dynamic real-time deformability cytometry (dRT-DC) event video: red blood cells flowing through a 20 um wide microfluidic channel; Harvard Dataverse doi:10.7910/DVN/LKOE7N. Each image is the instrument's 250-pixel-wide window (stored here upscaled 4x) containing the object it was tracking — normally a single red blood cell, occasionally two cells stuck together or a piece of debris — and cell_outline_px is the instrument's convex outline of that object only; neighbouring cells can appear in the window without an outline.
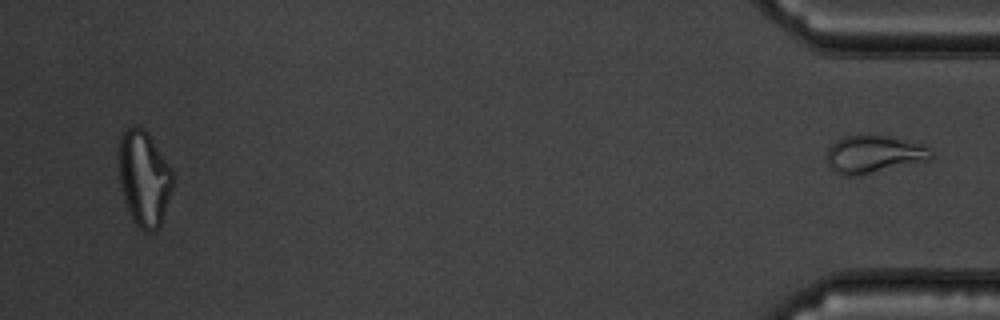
{"species": "common noctule bat (a hibernating species)", "species_latin": "Nyctalus noctula", "temperature_condition": "warm", "stored_images_in_passage": 53, "segment_of_instrument_passage": [2, 2], "camera_frame_rate_fps": 3000, "um_per_image_px": 0.085, "animal": {"sex": "male", "body_mass_g": 19.5, "forearm_length_mm": 54.6}, "frame": {"image": 1, "passage_image": 53, "time_ms": 17.333, "image_size_px": [1000, 320], "cell_outline_px": [[932, 160], [856, 176], [840, 176], [832, 172], [828, 164], [828, 148], [836, 140], [844, 136], [868, 132], [892, 136], [924, 144], [932, 152]], "centroid_in_image_um": [74.28, 13.08], "position_along_channel_um": 360.9, "area_um2": 23.81}}